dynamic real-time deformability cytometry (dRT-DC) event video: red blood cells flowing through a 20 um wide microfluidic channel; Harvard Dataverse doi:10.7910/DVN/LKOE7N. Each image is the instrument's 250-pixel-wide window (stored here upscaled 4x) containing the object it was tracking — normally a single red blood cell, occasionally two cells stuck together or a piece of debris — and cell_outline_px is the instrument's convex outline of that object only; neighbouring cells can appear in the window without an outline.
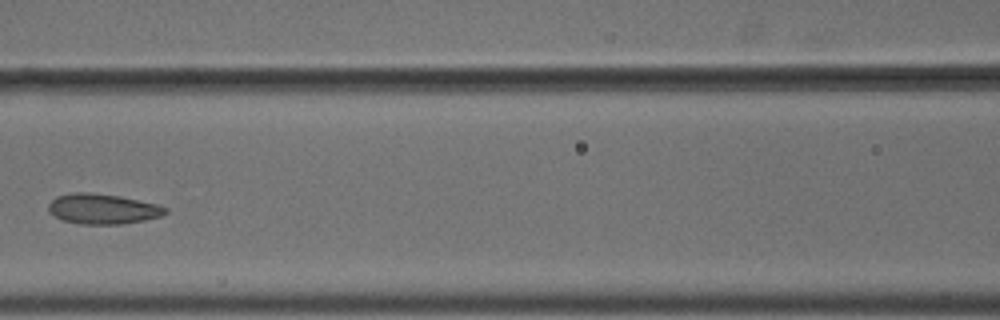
{"species": "common noctule bat (a hibernating species)", "species_latin": "Nyctalus noctula", "temperature_condition": "cold", "stored_images_in_passage": 7, "camera_frame_rate_fps": 3000, "um_per_image_px": 0.085, "animal": {"sex": "male", "body_mass_g": 18.8}, "frame": {"image": 1, "passage_image": 5, "time_ms": 1.333, "image_size_px": [1000, 320], "cell_outline_px": [[168, 212], [164, 216], [124, 224], [80, 224], [64, 220], [52, 216], [48, 212], [48, 204], [56, 196], [76, 192], [88, 192], [120, 196], [156, 204], [168, 208]], "centroid_in_image_um": [8.73, 17.76], "position_along_channel_um": 157.9, "area_um2": 20.75}}
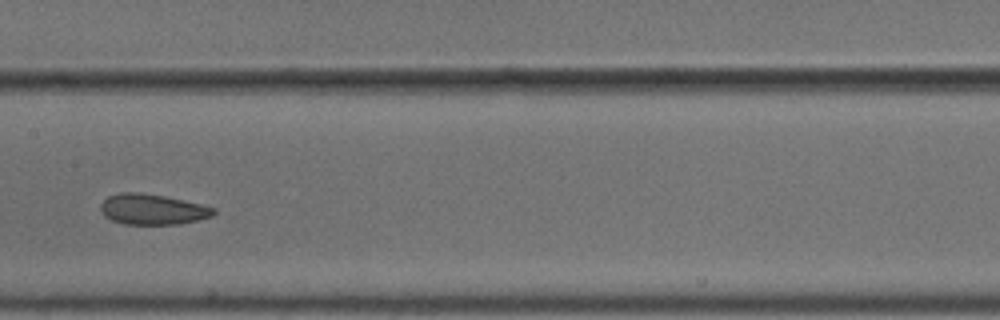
{"frame": {"image": 2, "passage_image": 6, "time_ms": 1.667, "image_size_px": [1000, 320], "cell_outline_px": [[216, 212], [212, 216], [180, 224], [124, 224], [112, 220], [104, 216], [100, 208], [100, 204], [108, 196], [120, 192], [136, 192], [164, 196], [200, 204], [216, 208]], "centroid_in_image_um": [12.94, 17.79], "position_along_channel_um": 194.5, "area_um2": 20.0}}
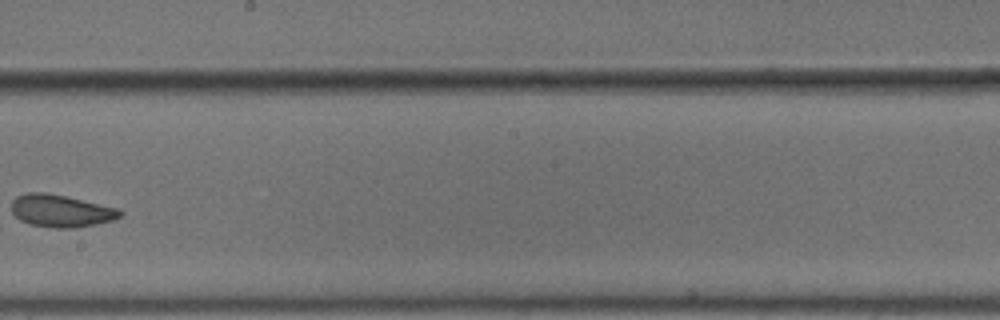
{"frame": {"image": 3, "passage_image": 7, "time_ms": 2.0, "image_size_px": [1000, 320], "cell_outline_px": [[124, 212], [120, 216], [112, 220], [96, 224], [76, 228], [56, 228], [28, 224], [20, 220], [12, 212], [12, 200], [16, 196], [28, 192], [44, 192], [64, 196], [120, 208]], "centroid_in_image_um": [5.18, 17.92], "position_along_channel_um": 243.0, "area_um2": 20.52}}